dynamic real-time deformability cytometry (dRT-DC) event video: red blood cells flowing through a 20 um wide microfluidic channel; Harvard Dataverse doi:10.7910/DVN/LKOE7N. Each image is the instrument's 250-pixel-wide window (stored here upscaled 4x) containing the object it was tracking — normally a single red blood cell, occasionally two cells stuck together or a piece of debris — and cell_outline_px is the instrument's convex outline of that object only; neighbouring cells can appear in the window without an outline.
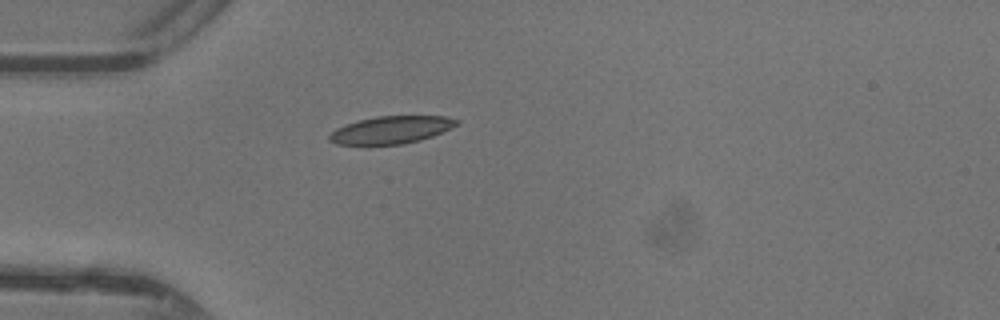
{"species": "common noctule bat (a hibernating species)", "species_latin": "Nyctalus noctula", "temperature_condition": "warm", "stored_images_in_passage": 34, "camera_frame_rate_fps": 3000, "um_per_image_px": 0.085, "animal": {"sex": "female"}, "frame": {"image": 1, "passage_image": 1, "time_ms": 0.0, "image_size_px": [1000, 320], "cell_outline_px": [[460, 120], [456, 124], [432, 136], [420, 140], [404, 144], [336, 144], [328, 140], [328, 136], [336, 128], [360, 120], [376, 116], [444, 116]], "centroid_in_image_um": [33.22, 11.04], "position_along_channel_um": 51.8, "area_um2": 20.0}}
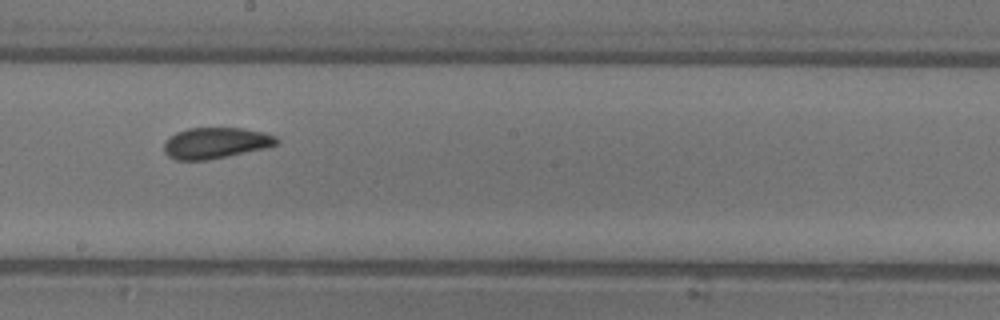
{"frame": {"image": 2, "passage_image": 14, "time_ms": 4.333, "image_size_px": [1000, 320], "cell_outline_px": [[280, 140], [276, 144], [264, 148], [228, 156], [208, 160], [176, 160], [168, 156], [164, 152], [164, 144], [168, 136], [176, 132], [188, 128], [244, 128], [264, 132], [276, 136]], "centroid_in_image_um": [18.31, 12.15], "position_along_channel_um": 229.9, "area_um2": 20.46}}
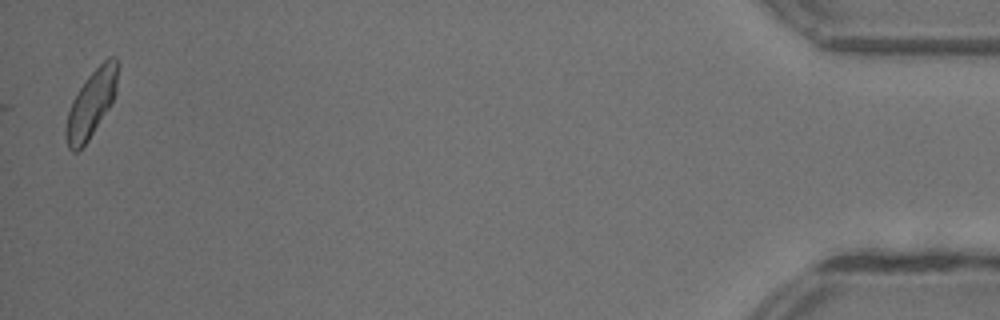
{"frame": {"image": 3, "passage_image": 34, "time_ms": 11.0, "image_size_px": [1000, 320], "cell_outline_px": [[120, 64], [116, 88], [112, 100], [108, 108], [88, 140], [76, 152], [72, 152], [68, 148], [64, 136], [64, 132], [68, 112], [72, 100], [88, 76], [108, 56], [116, 56]], "centroid_in_image_um": [7.75, 8.78], "position_along_channel_um": 427.4, "area_um2": 20.06}, "authors_computed_cell_mechanics": {"area_um2": 20.0855, "velocity_mm_per_s": 4.3771, "shape_relaxation_time_tau1_ms": 3.9722, "shape_relaxation_time_tau2_ms": 1.4143, "deformation_change_tau1": 0.1131, "deformation_change_tau2": 0.0538}}